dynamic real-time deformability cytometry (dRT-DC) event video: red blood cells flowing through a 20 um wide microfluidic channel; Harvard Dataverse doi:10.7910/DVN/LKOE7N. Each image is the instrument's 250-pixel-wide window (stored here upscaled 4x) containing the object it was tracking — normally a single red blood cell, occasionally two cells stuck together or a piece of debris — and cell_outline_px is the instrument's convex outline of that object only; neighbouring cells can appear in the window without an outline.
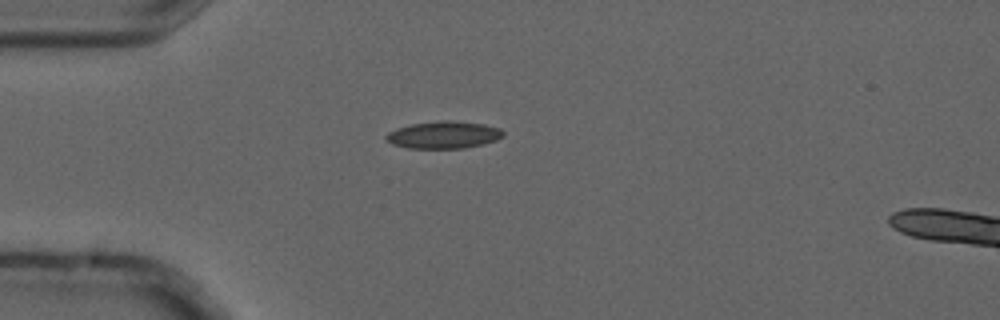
{"species": "common noctule bat (a hibernating species)", "species_latin": "Nyctalus noctula", "temperature_condition": "cold", "stored_images_in_passage": 1, "camera_frame_rate_fps": 3000, "um_per_image_px": 0.085, "animal": {"sex": "male", "forearm_length_mm": 52.5}, "frame": {"image": 1, "passage_image": 1, "time_ms": 0.0, "image_size_px": [1000, 320], "cell_outline_px": [[504, 136], [496, 140], [484, 144], [464, 148], [408, 148], [392, 144], [384, 140], [384, 136], [388, 132], [396, 128], [412, 124], [440, 120], [452, 120], [484, 124], [500, 128], [504, 132]], "centroid_in_image_um": [37.7, 11.46], "position_along_channel_um": 47.3, "area_um2": 18.79}}